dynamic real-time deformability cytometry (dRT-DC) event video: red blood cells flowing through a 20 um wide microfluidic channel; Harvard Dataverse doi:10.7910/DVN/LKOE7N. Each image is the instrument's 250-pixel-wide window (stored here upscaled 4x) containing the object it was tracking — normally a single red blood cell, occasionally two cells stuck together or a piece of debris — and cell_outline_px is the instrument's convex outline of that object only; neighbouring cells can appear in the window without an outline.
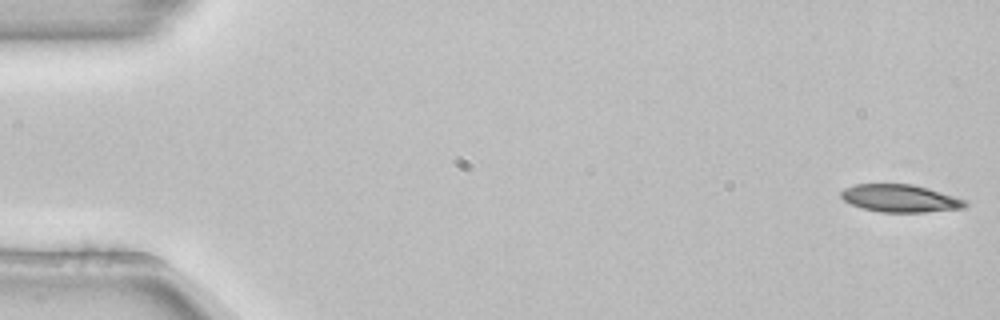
{"species": "common noctule bat (a hibernating species)", "species_latin": "Nyctalus noctula", "temperature_condition": "room temperature", "stored_images_in_passage": 53, "camera_frame_rate_fps": 3000, "um_per_image_px": 0.085, "animal": {"sex": "female", "body_mass_g": 22.7, "forearm_length_mm": 54.2}, "frame": {"image": 1, "passage_image": 1, "time_ms": 0.0, "image_size_px": [1000, 320], "cell_outline_px": [[968, 204], [964, 208], [924, 212], [880, 212], [864, 208], [852, 204], [844, 200], [840, 196], [840, 192], [844, 188], [856, 184], [912, 184], [928, 188], [968, 200]], "centroid_in_image_um": [76.54, 16.85], "position_along_channel_um": 8.5, "area_um2": 19.94}}
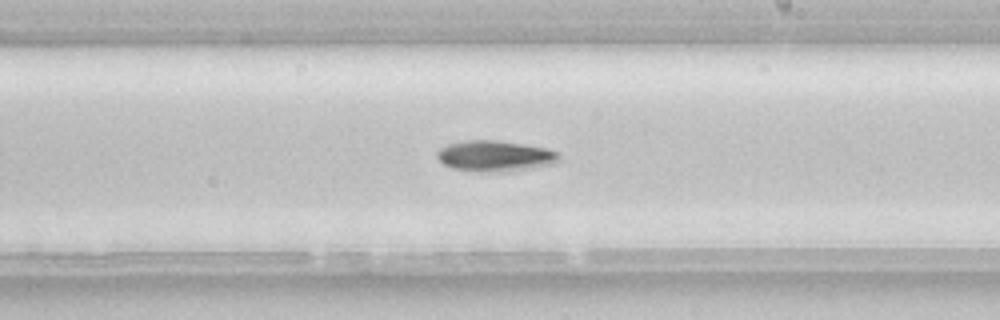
{"frame": {"image": 2, "passage_image": 31, "time_ms": 10.0, "image_size_px": [1000, 320], "cell_outline_px": [[560, 160], [556, 164], [528, 168], [488, 172], [480, 172], [452, 168], [444, 164], [436, 156], [436, 152], [440, 148], [448, 144], [464, 140], [496, 140], [524, 144], [548, 148], [560, 152]], "centroid_in_image_um": [42.1, 13.24], "position_along_channel_um": 246.9, "area_um2": 21.96}}
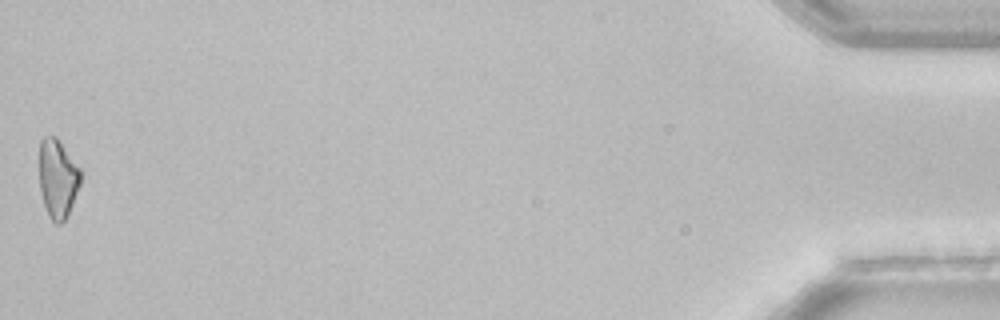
{"frame": {"image": 3, "passage_image": 53, "time_ms": 17.333, "image_size_px": [1000, 320], "cell_outline_px": [[80, 184], [72, 204], [64, 220], [60, 224], [56, 224], [48, 216], [40, 192], [40, 140], [44, 136], [56, 136], [80, 168]], "centroid_in_image_um": [4.89, 15.16], "position_along_channel_um": 430.3, "area_um2": 18.73}, "authors_computed_cell_mechanics": {"area_um2": 20.2878, "velocity_mm_per_s": 3.8709, "shape_relaxation_time_tau1_ms": 3.1782, "shape_relaxation_time_tau2_ms": null, "deformation_change_tau1": 0.1162, "deformation_change_tau2": null}}